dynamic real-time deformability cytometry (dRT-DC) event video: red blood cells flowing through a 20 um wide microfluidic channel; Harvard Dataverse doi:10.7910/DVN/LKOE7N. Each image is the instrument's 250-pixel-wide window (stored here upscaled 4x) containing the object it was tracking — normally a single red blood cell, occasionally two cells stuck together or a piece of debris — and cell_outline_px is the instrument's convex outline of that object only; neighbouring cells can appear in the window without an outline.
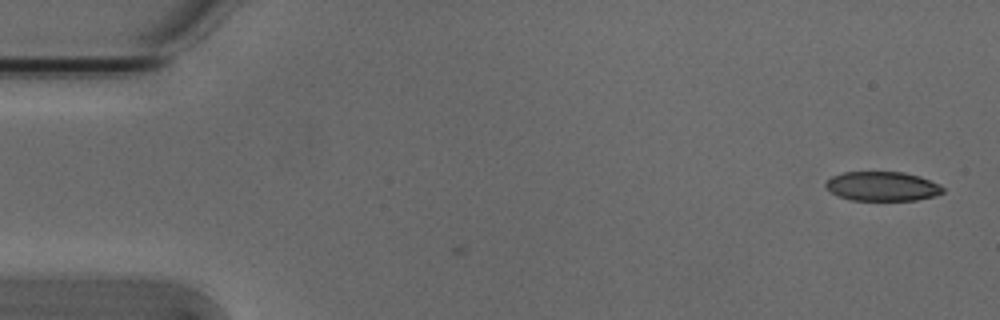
{"species": "Egyptian fruit bat (a non-hibernating species)", "species_latin": "Rousettus aegyptiacus", "temperature_condition": "cold", "stored_images_in_passage": 3, "camera_frame_rate_fps": 3000, "um_per_image_px": 0.085, "animal": {"sex": "male"}, "frame": {"image": 1, "passage_image": 3, "time_ms": 0.667, "image_size_px": [1000, 320], "cell_outline_px": [[944, 192], [936, 196], [916, 200], [852, 200], [840, 196], [832, 192], [824, 184], [832, 176], [844, 172], [904, 172], [920, 176], [940, 184], [944, 188]], "centroid_in_image_um": [75.05, 15.83], "position_along_channel_um": 9.9, "area_um2": 20.0}}